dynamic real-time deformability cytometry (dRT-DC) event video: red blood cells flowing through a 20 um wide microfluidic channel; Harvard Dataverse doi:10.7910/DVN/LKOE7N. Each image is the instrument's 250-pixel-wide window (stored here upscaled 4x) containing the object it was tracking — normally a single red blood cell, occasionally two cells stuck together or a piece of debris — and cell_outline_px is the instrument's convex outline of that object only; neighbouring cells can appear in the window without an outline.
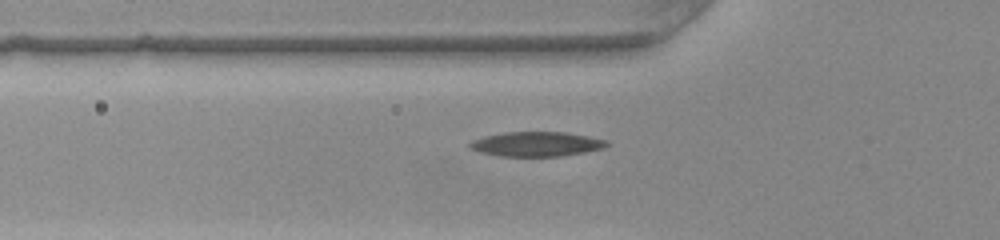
{"species": "common noctule bat (a hibernating species)", "species_latin": "Nyctalus noctula", "temperature_condition": "warm", "stored_images_in_passage": 37, "camera_frame_rate_fps": 3000, "um_per_image_px": 0.085, "animal": {"sex": "female", "body_mass_g": 22.0, "forearm_length_mm": 56.7}, "frame": {"image": 1, "passage_image": 7, "time_ms": 2.0, "image_size_px": [1000, 240], "cell_outline_px": [[608, 144], [604, 148], [584, 152], [560, 156], [500, 156], [480, 152], [468, 148], [464, 144], [472, 140], [484, 136], [504, 132], [564, 132], [588, 136], [604, 140]], "centroid_in_image_um": [45.5, 12.24], "position_along_channel_um": 80.3, "area_um2": 19.65}}
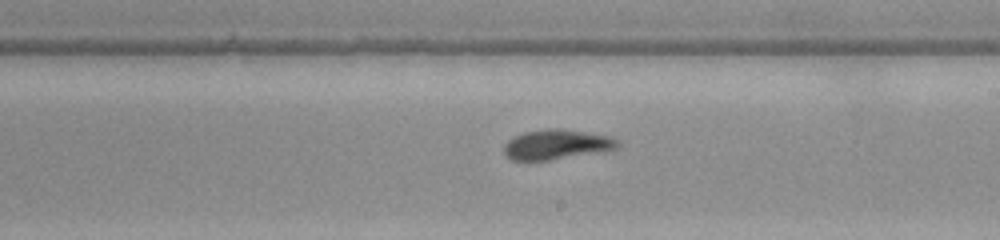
{"frame": {"image": 2, "passage_image": 19, "time_ms": 6.0, "image_size_px": [1000, 240], "cell_outline_px": [[620, 148], [604, 152], [548, 160], [512, 160], [504, 152], [504, 144], [508, 140], [524, 132], [552, 128], [560, 128], [612, 136], [620, 140]], "centroid_in_image_um": [47.41, 12.28], "position_along_channel_um": 241.6, "area_um2": 20.0}}
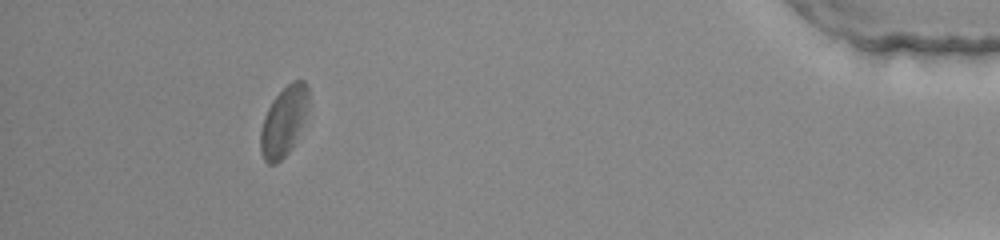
{"frame": {"image": 3, "passage_image": 36, "time_ms": 11.667, "image_size_px": [1000, 240], "cell_outline_px": [[308, 104], [304, 120], [288, 152], [276, 164], [268, 164], [264, 160], [260, 152], [260, 132], [264, 116], [272, 100], [292, 80], [304, 80], [308, 88]], "centroid_in_image_um": [24.09, 10.3], "position_along_channel_um": 411.1, "area_um2": 19.13}}